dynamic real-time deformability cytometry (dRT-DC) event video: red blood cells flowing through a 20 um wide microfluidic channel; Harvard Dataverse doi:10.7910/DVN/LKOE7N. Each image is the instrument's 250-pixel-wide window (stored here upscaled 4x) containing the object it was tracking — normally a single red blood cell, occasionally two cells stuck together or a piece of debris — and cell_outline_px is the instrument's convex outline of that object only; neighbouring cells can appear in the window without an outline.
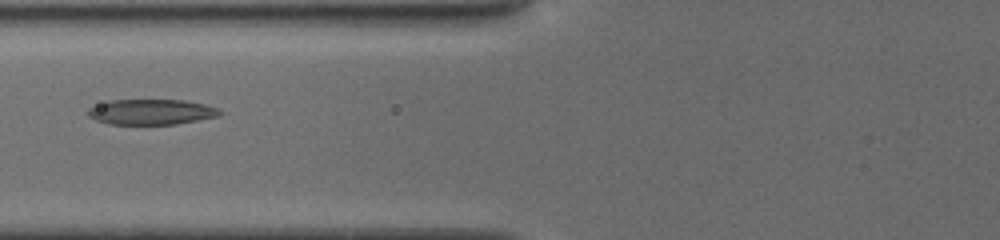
{"species": "common noctule bat (a hibernating species)", "species_latin": "Nyctalus noctula", "temperature_condition": "cold", "stored_images_in_passage": 5, "camera_frame_rate_fps": 3000, "um_per_image_px": 0.085, "animal": {"sex": "female", "body_mass_g": 19.5, "forearm_length_mm": 54.1}, "frame": {"image": 1, "passage_image": 3, "time_ms": 1.667, "image_size_px": [1000, 240], "cell_outline_px": [[224, 112], [216, 116], [176, 124], [108, 124], [96, 120], [88, 116], [88, 108], [108, 100], [184, 100], [204, 104], [216, 108]], "centroid_in_image_um": [12.82, 9.51], "position_along_channel_um": 113.0, "area_um2": 19.36}}
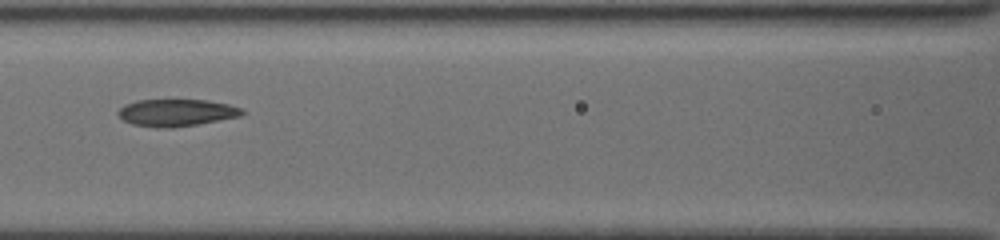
{"frame": {"image": 2, "passage_image": 4, "time_ms": 2.667, "image_size_px": [1000, 240], "cell_outline_px": [[244, 112], [240, 116], [196, 124], [172, 128], [168, 128], [132, 124], [124, 120], [116, 112], [124, 104], [140, 100], [204, 100], [228, 104], [240, 108]], "centroid_in_image_um": [14.97, 9.57], "position_along_channel_um": 151.6, "area_um2": 19.19}}